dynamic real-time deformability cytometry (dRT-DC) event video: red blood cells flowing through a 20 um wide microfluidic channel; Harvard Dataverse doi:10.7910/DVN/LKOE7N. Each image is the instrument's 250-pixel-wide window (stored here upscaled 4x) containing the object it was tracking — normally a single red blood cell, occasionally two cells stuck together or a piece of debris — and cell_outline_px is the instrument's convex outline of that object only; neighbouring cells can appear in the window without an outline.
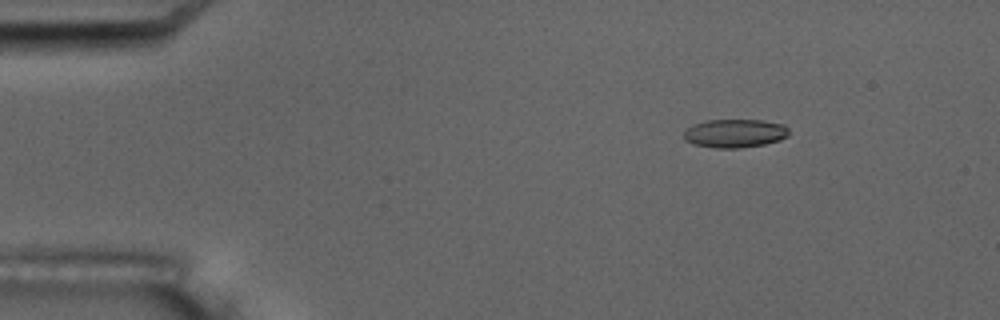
{"species": "common noctule bat (a hibernating species)", "species_latin": "Nyctalus noctula", "temperature_condition": "room temperature", "stored_images_in_passage": 10, "camera_frame_rate_fps": 3000, "um_per_image_px": 0.085, "animal": {"sex": "male", "body_mass_g": 17.5, "forearm_length_mm": 52.3}, "frame": {"image": 1, "passage_image": 2, "time_ms": 1.333, "image_size_px": [1000, 320], "cell_outline_px": [[788, 136], [780, 140], [764, 144], [740, 148], [716, 148], [692, 144], [684, 140], [684, 132], [692, 124], [704, 120], [764, 120], [784, 124], [788, 128]], "centroid_in_image_um": [62.45, 11.33], "position_along_channel_um": 22.5, "area_um2": 17.63}}